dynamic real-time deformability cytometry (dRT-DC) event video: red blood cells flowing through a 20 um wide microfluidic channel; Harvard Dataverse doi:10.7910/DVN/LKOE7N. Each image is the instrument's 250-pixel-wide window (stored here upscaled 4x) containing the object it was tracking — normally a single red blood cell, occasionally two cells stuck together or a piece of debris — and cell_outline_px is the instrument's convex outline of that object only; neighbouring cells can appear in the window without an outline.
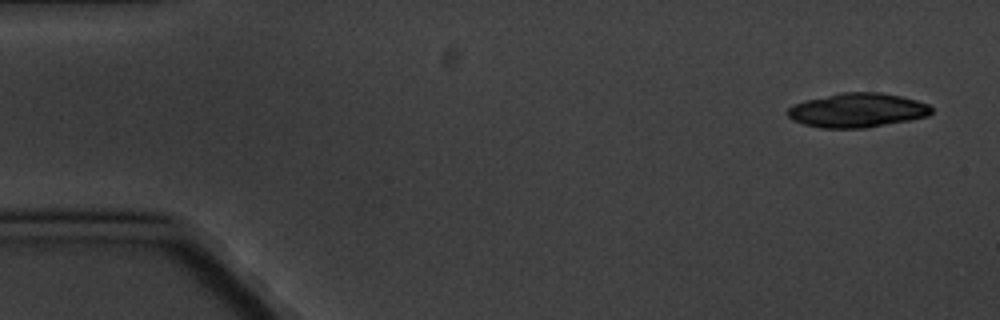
{"species": "common noctule bat (a hibernating species)", "species_latin": "Nyctalus noctula", "temperature_condition": "cold", "stored_images_in_passage": 5, "camera_frame_rate_fps": 3000, "um_per_image_px": 0.085, "animal": {"sex": "male", "body_mass_g": 20.1, "forearm_length_mm": 53.5}, "frame": {"image": 1, "passage_image": 1, "time_ms": 0.0, "image_size_px": [1000, 320], "cell_outline_px": [[932, 112], [928, 116], [908, 120], [864, 128], [820, 128], [804, 124], [792, 120], [788, 116], [788, 108], [796, 104], [808, 100], [840, 92], [880, 92], [900, 96], [916, 100], [928, 104], [932, 108]], "centroid_in_image_um": [72.88, 9.37], "position_along_channel_um": 12.1, "area_um2": 28.44}}